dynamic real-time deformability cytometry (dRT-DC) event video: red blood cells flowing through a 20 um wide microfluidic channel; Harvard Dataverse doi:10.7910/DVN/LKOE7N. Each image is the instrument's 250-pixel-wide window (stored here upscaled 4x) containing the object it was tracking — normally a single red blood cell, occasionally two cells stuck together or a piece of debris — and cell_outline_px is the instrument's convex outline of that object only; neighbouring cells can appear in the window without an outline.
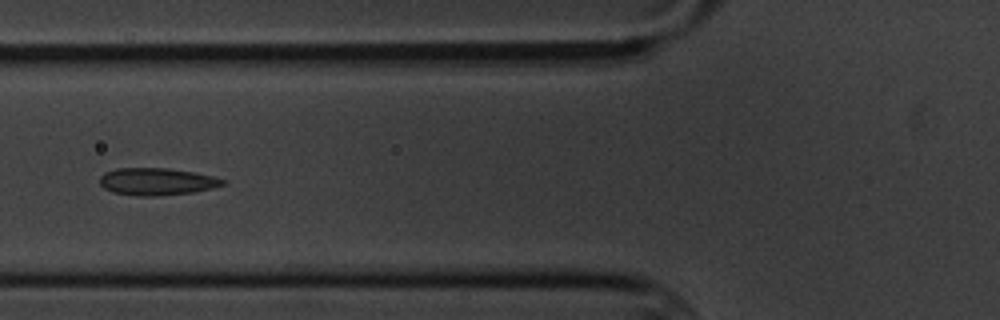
{"species": "common noctule bat (a hibernating species)", "species_latin": "Nyctalus noctula", "temperature_condition": "cold", "stored_images_in_passage": 12, "camera_frame_rate_fps": 3000, "um_per_image_px": 0.085, "animal": {"sex": "male", "body_mass_g": 20.1, "forearm_length_mm": 53.5}, "frame": {"image": 1, "passage_image": 5, "time_ms": 5.667, "image_size_px": [1000, 320], "cell_outline_px": [[224, 184], [212, 188], [192, 192], [156, 196], [136, 196], [112, 192], [104, 188], [100, 184], [100, 176], [104, 172], [116, 168], [168, 168], [196, 172], [212, 176], [224, 180]], "centroid_in_image_um": [13.28, 15.43], "position_along_channel_um": 112.5, "area_um2": 19.54}}
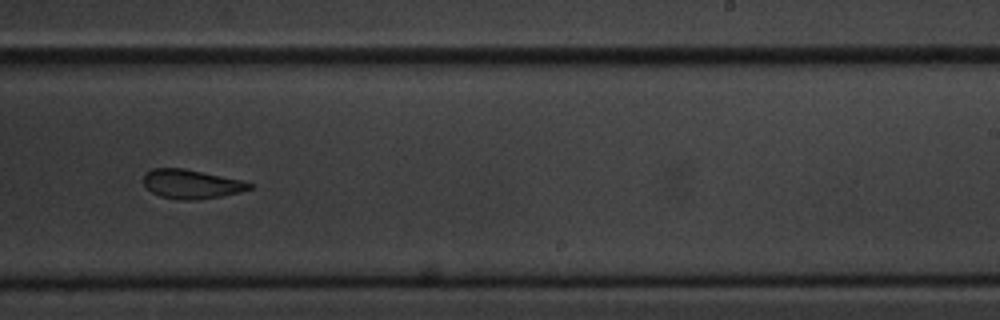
{"frame": {"image": 2, "passage_image": 9, "time_ms": 10.333, "image_size_px": [1000, 320], "cell_outline_px": [[252, 188], [240, 192], [220, 196], [196, 200], [180, 200], [160, 196], [152, 192], [144, 184], [144, 176], [152, 168], [184, 168], [244, 180], [252, 184]], "centroid_in_image_um": [16.29, 15.64], "position_along_channel_um": 272.7, "area_um2": 17.92}}
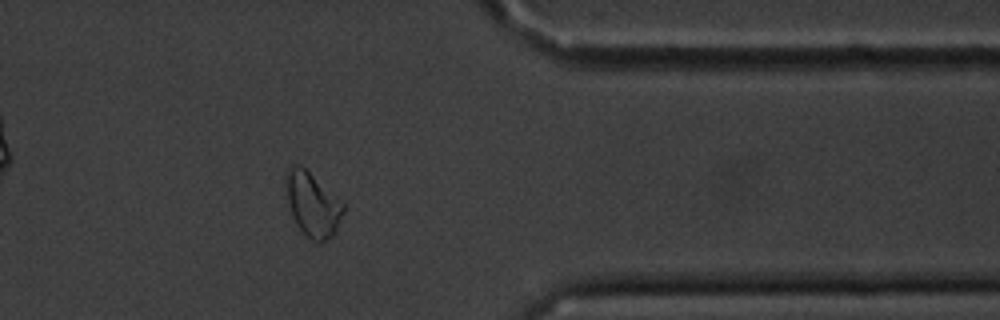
{"frame": {"image": 3, "passage_image": 12, "time_ms": 14.0, "image_size_px": [1000, 320], "cell_outline_px": [[344, 212], [332, 236], [320, 244], [312, 240], [296, 224], [292, 216], [288, 200], [284, 180], [284, 172], [292, 164], [300, 164], [344, 204]], "centroid_in_image_um": [26.53, 17.35], "position_along_channel_um": 384.9, "area_um2": 21.21}, "authors_computed_cell_mechanics": {"area_um2": 19.0162, "velocity_mm_per_s": 3.4326, "shape_relaxation_time_tau1_ms": 5.4329, "shape_relaxation_time_tau2_ms": 1.7634, "deformation_change_tau1": 0.0939, "deformation_change_tau2": 0.0524}}